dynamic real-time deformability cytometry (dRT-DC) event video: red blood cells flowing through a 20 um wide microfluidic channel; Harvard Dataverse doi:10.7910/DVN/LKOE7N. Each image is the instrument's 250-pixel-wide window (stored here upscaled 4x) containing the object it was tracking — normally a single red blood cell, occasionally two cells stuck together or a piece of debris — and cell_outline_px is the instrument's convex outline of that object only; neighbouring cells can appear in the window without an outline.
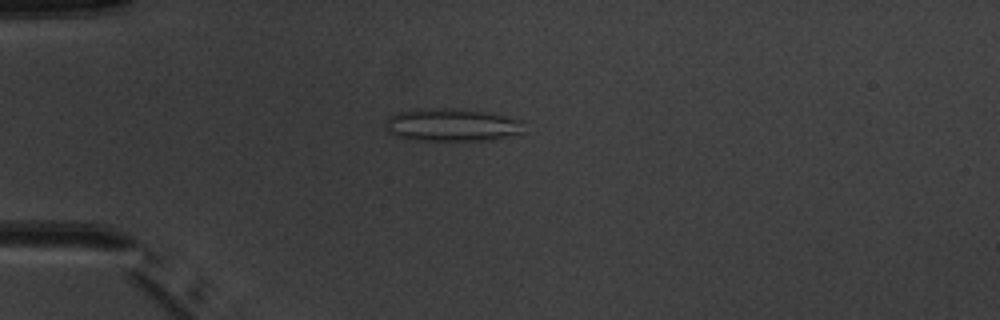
{"species": "common noctule bat (a hibernating species)", "species_latin": "Nyctalus noctula", "temperature_condition": "warm", "stored_images_in_passage": 5, "camera_frame_rate_fps": 3000, "um_per_image_px": 0.085, "animal": {"sex": "male", "body_mass_g": 20.1, "forearm_length_mm": 53.5}, "frame": {"image": 1, "passage_image": 3, "time_ms": 2.333, "image_size_px": [1000, 320], "cell_outline_px": [[524, 132], [492, 140], [416, 140], [396, 136], [388, 128], [388, 116], [400, 112], [420, 108], [460, 108], [484, 112], [524, 120]], "centroid_in_image_um": [38.48, 10.61], "position_along_channel_um": 46.5, "area_um2": 26.3}}
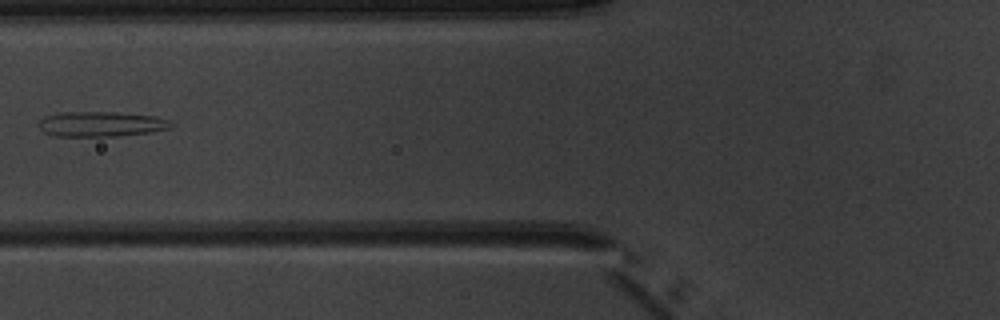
{"frame": {"image": 2, "passage_image": 5, "time_ms": 4.667, "image_size_px": [1000, 320], "cell_outline_px": [[172, 124], [168, 128], [148, 132], [116, 136], [56, 136], [44, 132], [36, 124], [44, 116], [60, 112], [116, 112], [156, 116], [168, 120]], "centroid_in_image_um": [8.52, 10.53], "position_along_channel_um": 117.3, "area_um2": 19.25}}